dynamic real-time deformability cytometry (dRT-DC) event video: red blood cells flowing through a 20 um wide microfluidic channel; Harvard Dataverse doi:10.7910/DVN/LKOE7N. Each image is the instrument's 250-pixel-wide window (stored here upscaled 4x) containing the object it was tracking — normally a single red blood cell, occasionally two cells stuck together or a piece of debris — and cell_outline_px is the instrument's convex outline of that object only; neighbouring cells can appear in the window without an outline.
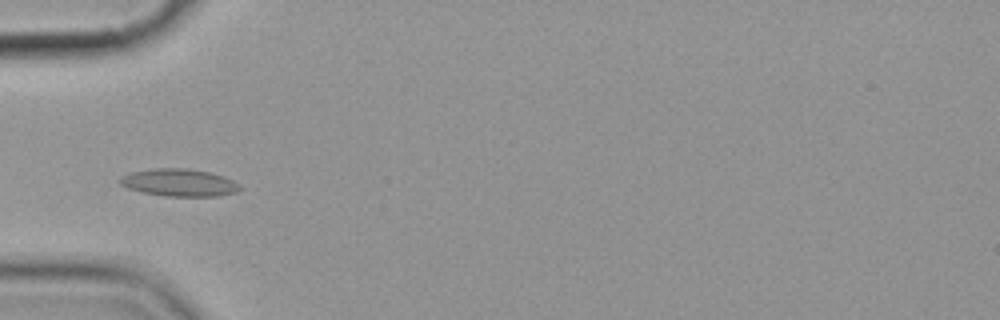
{"species": "common noctule bat (a hibernating species)", "species_latin": "Nyctalus noctula", "temperature_condition": "cold", "stored_images_in_passage": 5, "camera_frame_rate_fps": 3000, "um_per_image_px": 0.085, "animal": {"sex": "female", "body_mass_g": 19.9}, "frame": {"image": 1, "passage_image": 5, "time_ms": 4.333, "image_size_px": [1000, 320], "cell_outline_px": [[244, 188], [236, 192], [220, 196], [164, 196], [144, 192], [128, 188], [120, 184], [120, 176], [132, 172], [156, 168], [184, 168], [208, 172], [224, 176], [240, 184]], "centroid_in_image_um": [15.27, 15.52], "position_along_channel_um": 69.7, "area_um2": 19.13}}